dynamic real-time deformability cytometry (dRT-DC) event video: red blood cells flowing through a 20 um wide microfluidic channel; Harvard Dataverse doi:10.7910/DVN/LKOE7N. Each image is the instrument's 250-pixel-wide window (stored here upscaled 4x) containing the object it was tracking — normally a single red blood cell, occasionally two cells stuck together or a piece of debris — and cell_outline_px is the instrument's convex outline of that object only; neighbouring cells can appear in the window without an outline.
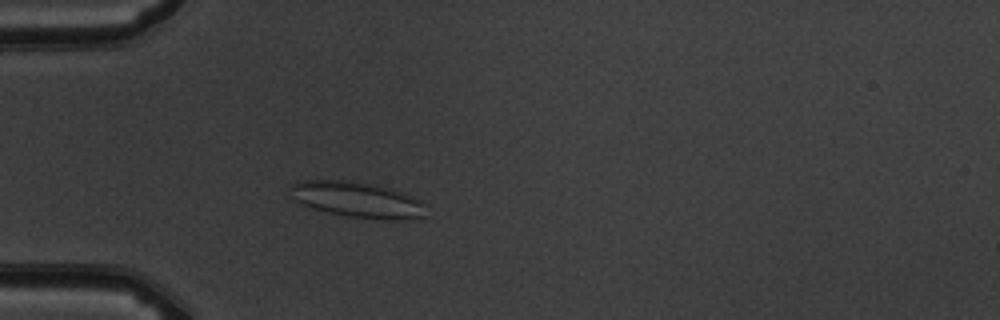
{"species": "common noctule bat (a hibernating species)", "species_latin": "Nyctalus noctula", "temperature_condition": "warm", "stored_images_in_passage": 4, "camera_frame_rate_fps": 3000, "um_per_image_px": 0.085, "animal": {"sex": "male", "body_mass_g": 19.5, "forearm_length_mm": 54.6}, "frame": {"image": 1, "passage_image": 4, "time_ms": 4.333, "image_size_px": [1000, 320], "cell_outline_px": [[424, 216], [404, 220], [384, 220], [348, 216], [328, 212], [312, 208], [300, 204], [288, 196], [288, 188], [292, 184], [300, 180], [344, 180], [380, 184], [412, 196], [420, 200], [424, 204]], "centroid_in_image_um": [30.31, 16.96], "position_along_channel_um": 54.7, "area_um2": 28.73}}